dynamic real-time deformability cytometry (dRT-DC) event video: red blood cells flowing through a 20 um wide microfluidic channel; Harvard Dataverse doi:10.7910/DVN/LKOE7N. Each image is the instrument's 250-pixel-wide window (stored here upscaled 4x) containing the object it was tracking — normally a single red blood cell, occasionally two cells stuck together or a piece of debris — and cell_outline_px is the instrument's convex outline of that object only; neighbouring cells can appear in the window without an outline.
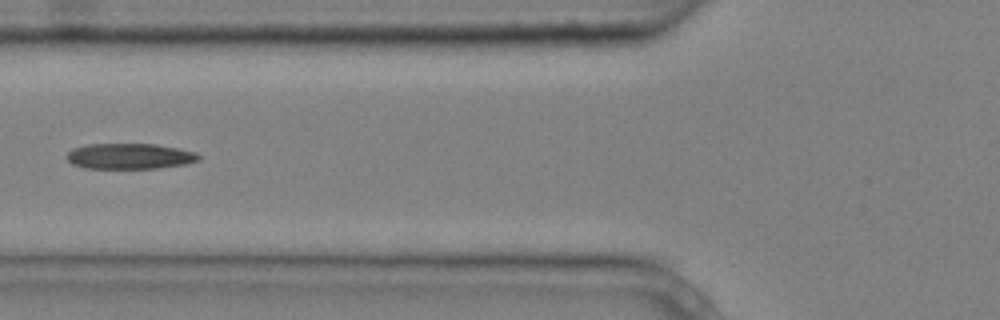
{"species": "common noctule bat (a hibernating species)", "species_latin": "Nyctalus noctula", "temperature_condition": "cold", "stored_images_in_passage": 9, "camera_frame_rate_fps": 3000, "um_per_image_px": 0.085, "animal": {"sex": "male", "body_mass_g": 20.4}, "frame": {"image": 1, "passage_image": 6, "time_ms": 1.667, "image_size_px": [1000, 320], "cell_outline_px": [[200, 160], [184, 164], [156, 168], [84, 168], [72, 164], [68, 160], [68, 152], [72, 148], [88, 144], [156, 144], [196, 152], [200, 156]], "centroid_in_image_um": [11.01, 13.27], "position_along_channel_um": 114.8, "area_um2": 19.59}}